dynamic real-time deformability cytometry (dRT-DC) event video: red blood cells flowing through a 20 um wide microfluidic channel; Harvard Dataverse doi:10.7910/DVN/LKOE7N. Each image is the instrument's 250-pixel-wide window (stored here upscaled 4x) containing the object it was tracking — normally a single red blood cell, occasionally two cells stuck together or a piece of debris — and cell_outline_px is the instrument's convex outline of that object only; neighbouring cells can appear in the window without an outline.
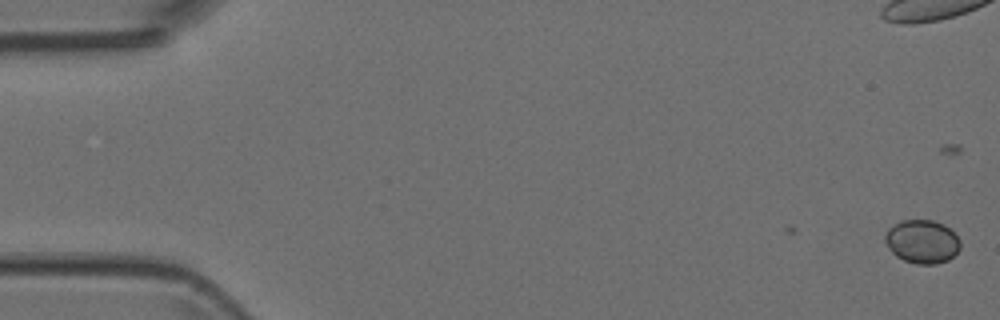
{"species": "Egyptian fruit bat (a non-hibernating species)", "species_latin": "Rousettus aegyptiacus", "temperature_condition": "room temperature", "stored_images_in_passage": 2, "camera_frame_rate_fps": 3000, "um_per_image_px": 0.085, "animal": {"sex": "female"}, "frame": {"image": 1, "passage_image": 2, "time_ms": 0.333, "image_size_px": [1000, 320], "cell_outline_px": [[960, 248], [948, 260], [936, 264], [916, 264], [904, 260], [896, 256], [888, 248], [884, 240], [884, 236], [888, 228], [900, 220], [932, 220], [944, 224], [960, 240]], "centroid_in_image_um": [78.35, 20.53], "position_along_channel_um": 6.7, "area_um2": 19.07}}